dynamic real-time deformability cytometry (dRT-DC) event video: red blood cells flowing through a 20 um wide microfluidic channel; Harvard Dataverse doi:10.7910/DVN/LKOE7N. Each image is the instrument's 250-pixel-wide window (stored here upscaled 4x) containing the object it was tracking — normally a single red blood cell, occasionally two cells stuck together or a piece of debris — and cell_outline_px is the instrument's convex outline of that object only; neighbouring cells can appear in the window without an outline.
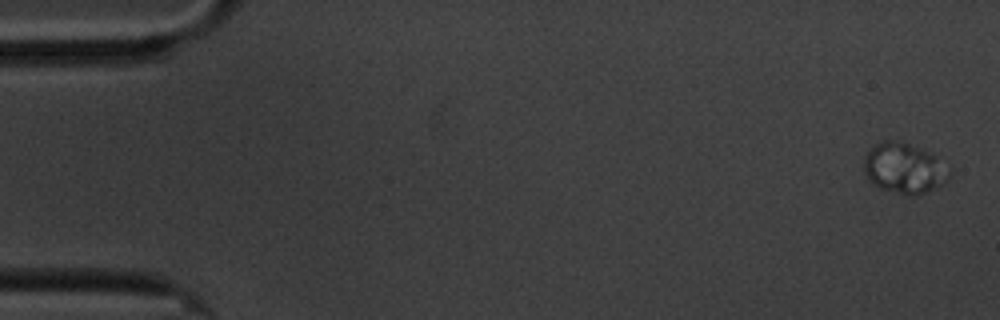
{"species": "common noctule bat (a hibernating species)", "species_latin": "Nyctalus noctula", "temperature_condition": "cold", "stored_images_in_passage": 6, "camera_frame_rate_fps": 3000, "um_per_image_px": 0.085, "animal": {"sex": "male", "body_mass_g": 20.1, "forearm_length_mm": 53.5}, "frame": {"image": 1, "passage_image": 1, "time_ms": 0.0, "image_size_px": [1000, 320], "cell_outline_px": [[948, 176], [944, 180], [924, 192], [916, 196], [908, 196], [880, 188], [868, 180], [864, 172], [864, 156], [880, 140], [896, 140], [908, 144], [932, 156]], "centroid_in_image_um": [76.67, 14.31], "position_along_channel_um": 8.3, "area_um2": 23.64}}